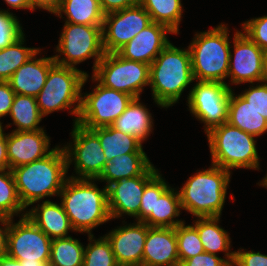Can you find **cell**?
<instances>
[{
	"label": "cell",
	"mask_w": 267,
	"mask_h": 266,
	"mask_svg": "<svg viewBox=\"0 0 267 266\" xmlns=\"http://www.w3.org/2000/svg\"><path fill=\"white\" fill-rule=\"evenodd\" d=\"M17 192L25 208L45 197L58 196L68 173L64 148L56 146L45 157L11 169Z\"/></svg>",
	"instance_id": "1"
},
{
	"label": "cell",
	"mask_w": 267,
	"mask_h": 266,
	"mask_svg": "<svg viewBox=\"0 0 267 266\" xmlns=\"http://www.w3.org/2000/svg\"><path fill=\"white\" fill-rule=\"evenodd\" d=\"M96 179L67 178L59 196L76 232L91 235L92 229L111 220L107 187L99 189Z\"/></svg>",
	"instance_id": "2"
},
{
	"label": "cell",
	"mask_w": 267,
	"mask_h": 266,
	"mask_svg": "<svg viewBox=\"0 0 267 266\" xmlns=\"http://www.w3.org/2000/svg\"><path fill=\"white\" fill-rule=\"evenodd\" d=\"M194 81L189 49L169 43L150 64L149 86L154 102L162 108L177 103Z\"/></svg>",
	"instance_id": "3"
},
{
	"label": "cell",
	"mask_w": 267,
	"mask_h": 266,
	"mask_svg": "<svg viewBox=\"0 0 267 266\" xmlns=\"http://www.w3.org/2000/svg\"><path fill=\"white\" fill-rule=\"evenodd\" d=\"M231 171L212 164L190 176L178 192L182 210L197 218L221 217Z\"/></svg>",
	"instance_id": "4"
},
{
	"label": "cell",
	"mask_w": 267,
	"mask_h": 266,
	"mask_svg": "<svg viewBox=\"0 0 267 266\" xmlns=\"http://www.w3.org/2000/svg\"><path fill=\"white\" fill-rule=\"evenodd\" d=\"M230 46L225 24L196 33L188 46L194 80L226 83Z\"/></svg>",
	"instance_id": "5"
},
{
	"label": "cell",
	"mask_w": 267,
	"mask_h": 266,
	"mask_svg": "<svg viewBox=\"0 0 267 266\" xmlns=\"http://www.w3.org/2000/svg\"><path fill=\"white\" fill-rule=\"evenodd\" d=\"M206 136L211 164L228 171L232 168H260L255 136L231 126L228 122L213 127Z\"/></svg>",
	"instance_id": "6"
},
{
	"label": "cell",
	"mask_w": 267,
	"mask_h": 266,
	"mask_svg": "<svg viewBox=\"0 0 267 266\" xmlns=\"http://www.w3.org/2000/svg\"><path fill=\"white\" fill-rule=\"evenodd\" d=\"M88 75L77 68L54 63L49 69L43 89L36 97L41 114L46 116L54 111L71 110L75 106L70 113L76 116L73 121L77 123L82 87L87 82Z\"/></svg>",
	"instance_id": "7"
},
{
	"label": "cell",
	"mask_w": 267,
	"mask_h": 266,
	"mask_svg": "<svg viewBox=\"0 0 267 266\" xmlns=\"http://www.w3.org/2000/svg\"><path fill=\"white\" fill-rule=\"evenodd\" d=\"M64 28L56 46L54 55L55 63L63 66L77 68L76 65L94 58L93 72L97 64L103 58L105 51L103 47L102 26H90L72 24L65 22ZM62 59L60 56H62Z\"/></svg>",
	"instance_id": "8"
},
{
	"label": "cell",
	"mask_w": 267,
	"mask_h": 266,
	"mask_svg": "<svg viewBox=\"0 0 267 266\" xmlns=\"http://www.w3.org/2000/svg\"><path fill=\"white\" fill-rule=\"evenodd\" d=\"M150 65L123 58L118 53H105L97 64L92 80L106 88L140 98L143 87L149 85Z\"/></svg>",
	"instance_id": "9"
},
{
	"label": "cell",
	"mask_w": 267,
	"mask_h": 266,
	"mask_svg": "<svg viewBox=\"0 0 267 266\" xmlns=\"http://www.w3.org/2000/svg\"><path fill=\"white\" fill-rule=\"evenodd\" d=\"M182 210L179 192L171 188L159 172L145 185L139 209V221L149 227L175 228L182 220H174Z\"/></svg>",
	"instance_id": "10"
},
{
	"label": "cell",
	"mask_w": 267,
	"mask_h": 266,
	"mask_svg": "<svg viewBox=\"0 0 267 266\" xmlns=\"http://www.w3.org/2000/svg\"><path fill=\"white\" fill-rule=\"evenodd\" d=\"M134 97L101 85L90 93H82L81 109L77 123L87 129L111 126L125 111Z\"/></svg>",
	"instance_id": "11"
},
{
	"label": "cell",
	"mask_w": 267,
	"mask_h": 266,
	"mask_svg": "<svg viewBox=\"0 0 267 266\" xmlns=\"http://www.w3.org/2000/svg\"><path fill=\"white\" fill-rule=\"evenodd\" d=\"M231 90L227 83L197 81L189 91L187 103L190 113L204 123L205 133L227 122Z\"/></svg>",
	"instance_id": "12"
},
{
	"label": "cell",
	"mask_w": 267,
	"mask_h": 266,
	"mask_svg": "<svg viewBox=\"0 0 267 266\" xmlns=\"http://www.w3.org/2000/svg\"><path fill=\"white\" fill-rule=\"evenodd\" d=\"M73 143L64 145L68 168L72 161L77 176L76 179H97L107 162L98 136L78 123H73L71 132Z\"/></svg>",
	"instance_id": "13"
},
{
	"label": "cell",
	"mask_w": 267,
	"mask_h": 266,
	"mask_svg": "<svg viewBox=\"0 0 267 266\" xmlns=\"http://www.w3.org/2000/svg\"><path fill=\"white\" fill-rule=\"evenodd\" d=\"M13 223L11 218L7 255L17 260L49 261L52 239L31 221L26 212L21 214L17 223Z\"/></svg>",
	"instance_id": "14"
},
{
	"label": "cell",
	"mask_w": 267,
	"mask_h": 266,
	"mask_svg": "<svg viewBox=\"0 0 267 266\" xmlns=\"http://www.w3.org/2000/svg\"><path fill=\"white\" fill-rule=\"evenodd\" d=\"M151 23L150 15L140 4L105 14L102 25L105 53H117Z\"/></svg>",
	"instance_id": "15"
},
{
	"label": "cell",
	"mask_w": 267,
	"mask_h": 266,
	"mask_svg": "<svg viewBox=\"0 0 267 266\" xmlns=\"http://www.w3.org/2000/svg\"><path fill=\"white\" fill-rule=\"evenodd\" d=\"M233 41L234 53L230 52L227 78H231L230 82L237 85L247 82L260 83L265 51L243 31L235 32Z\"/></svg>",
	"instance_id": "16"
},
{
	"label": "cell",
	"mask_w": 267,
	"mask_h": 266,
	"mask_svg": "<svg viewBox=\"0 0 267 266\" xmlns=\"http://www.w3.org/2000/svg\"><path fill=\"white\" fill-rule=\"evenodd\" d=\"M154 176H136L115 181L107 186L108 208L110 217L120 218L123 214L139 221L141 197L145 185Z\"/></svg>",
	"instance_id": "17"
},
{
	"label": "cell",
	"mask_w": 267,
	"mask_h": 266,
	"mask_svg": "<svg viewBox=\"0 0 267 266\" xmlns=\"http://www.w3.org/2000/svg\"><path fill=\"white\" fill-rule=\"evenodd\" d=\"M45 130L12 131L7 134L9 169L29 164L47 156L52 149Z\"/></svg>",
	"instance_id": "18"
},
{
	"label": "cell",
	"mask_w": 267,
	"mask_h": 266,
	"mask_svg": "<svg viewBox=\"0 0 267 266\" xmlns=\"http://www.w3.org/2000/svg\"><path fill=\"white\" fill-rule=\"evenodd\" d=\"M105 236L111 244L118 265L142 263L147 224L141 221L126 224Z\"/></svg>",
	"instance_id": "19"
},
{
	"label": "cell",
	"mask_w": 267,
	"mask_h": 266,
	"mask_svg": "<svg viewBox=\"0 0 267 266\" xmlns=\"http://www.w3.org/2000/svg\"><path fill=\"white\" fill-rule=\"evenodd\" d=\"M167 33L174 34L168 27L152 22L117 53L123 58L150 65L170 43Z\"/></svg>",
	"instance_id": "20"
},
{
	"label": "cell",
	"mask_w": 267,
	"mask_h": 266,
	"mask_svg": "<svg viewBox=\"0 0 267 266\" xmlns=\"http://www.w3.org/2000/svg\"><path fill=\"white\" fill-rule=\"evenodd\" d=\"M142 263L147 266H180L175 228L147 225Z\"/></svg>",
	"instance_id": "21"
},
{
	"label": "cell",
	"mask_w": 267,
	"mask_h": 266,
	"mask_svg": "<svg viewBox=\"0 0 267 266\" xmlns=\"http://www.w3.org/2000/svg\"><path fill=\"white\" fill-rule=\"evenodd\" d=\"M39 49L31 58L21 65L8 80L15 94L37 97L46 82L50 67L55 63L54 57L37 58ZM37 58V59H36Z\"/></svg>",
	"instance_id": "22"
},
{
	"label": "cell",
	"mask_w": 267,
	"mask_h": 266,
	"mask_svg": "<svg viewBox=\"0 0 267 266\" xmlns=\"http://www.w3.org/2000/svg\"><path fill=\"white\" fill-rule=\"evenodd\" d=\"M158 172L146 153L122 154L105 163L104 169L96 181L107 182V187L118 180L136 176H155Z\"/></svg>",
	"instance_id": "23"
},
{
	"label": "cell",
	"mask_w": 267,
	"mask_h": 266,
	"mask_svg": "<svg viewBox=\"0 0 267 266\" xmlns=\"http://www.w3.org/2000/svg\"><path fill=\"white\" fill-rule=\"evenodd\" d=\"M26 215L50 239L69 237L68 231L75 232L61 203L45 200L26 211Z\"/></svg>",
	"instance_id": "24"
},
{
	"label": "cell",
	"mask_w": 267,
	"mask_h": 266,
	"mask_svg": "<svg viewBox=\"0 0 267 266\" xmlns=\"http://www.w3.org/2000/svg\"><path fill=\"white\" fill-rule=\"evenodd\" d=\"M227 122L255 137L267 132V120L260 115L240 94L231 90Z\"/></svg>",
	"instance_id": "25"
},
{
	"label": "cell",
	"mask_w": 267,
	"mask_h": 266,
	"mask_svg": "<svg viewBox=\"0 0 267 266\" xmlns=\"http://www.w3.org/2000/svg\"><path fill=\"white\" fill-rule=\"evenodd\" d=\"M219 222L220 217L197 218L193 226L199 233L204 251L211 254L224 251L225 260L231 265L234 262L235 251H231V238L227 231L218 225Z\"/></svg>",
	"instance_id": "26"
},
{
	"label": "cell",
	"mask_w": 267,
	"mask_h": 266,
	"mask_svg": "<svg viewBox=\"0 0 267 266\" xmlns=\"http://www.w3.org/2000/svg\"><path fill=\"white\" fill-rule=\"evenodd\" d=\"M151 115L148 108L140 102V98H134L111 126L123 133L135 135L144 142L153 129Z\"/></svg>",
	"instance_id": "27"
},
{
	"label": "cell",
	"mask_w": 267,
	"mask_h": 266,
	"mask_svg": "<svg viewBox=\"0 0 267 266\" xmlns=\"http://www.w3.org/2000/svg\"><path fill=\"white\" fill-rule=\"evenodd\" d=\"M99 138L107 162L116 156L129 153H145L142 141L135 135L123 133L112 126L91 129Z\"/></svg>",
	"instance_id": "28"
},
{
	"label": "cell",
	"mask_w": 267,
	"mask_h": 266,
	"mask_svg": "<svg viewBox=\"0 0 267 266\" xmlns=\"http://www.w3.org/2000/svg\"><path fill=\"white\" fill-rule=\"evenodd\" d=\"M66 15L67 23L90 26H102L104 13L101 10L99 0H62L56 16Z\"/></svg>",
	"instance_id": "29"
},
{
	"label": "cell",
	"mask_w": 267,
	"mask_h": 266,
	"mask_svg": "<svg viewBox=\"0 0 267 266\" xmlns=\"http://www.w3.org/2000/svg\"><path fill=\"white\" fill-rule=\"evenodd\" d=\"M9 116L17 127L13 131H37L43 129L38 126L44 116L38 109L35 97L15 94Z\"/></svg>",
	"instance_id": "30"
},
{
	"label": "cell",
	"mask_w": 267,
	"mask_h": 266,
	"mask_svg": "<svg viewBox=\"0 0 267 266\" xmlns=\"http://www.w3.org/2000/svg\"><path fill=\"white\" fill-rule=\"evenodd\" d=\"M139 4L150 15L151 21L168 27L179 34L183 6L181 0H139Z\"/></svg>",
	"instance_id": "31"
},
{
	"label": "cell",
	"mask_w": 267,
	"mask_h": 266,
	"mask_svg": "<svg viewBox=\"0 0 267 266\" xmlns=\"http://www.w3.org/2000/svg\"><path fill=\"white\" fill-rule=\"evenodd\" d=\"M84 245L72 236L52 239L48 266H82Z\"/></svg>",
	"instance_id": "32"
},
{
	"label": "cell",
	"mask_w": 267,
	"mask_h": 266,
	"mask_svg": "<svg viewBox=\"0 0 267 266\" xmlns=\"http://www.w3.org/2000/svg\"><path fill=\"white\" fill-rule=\"evenodd\" d=\"M24 35L0 50V81H8L14 72L39 50L23 46L26 41Z\"/></svg>",
	"instance_id": "33"
},
{
	"label": "cell",
	"mask_w": 267,
	"mask_h": 266,
	"mask_svg": "<svg viewBox=\"0 0 267 266\" xmlns=\"http://www.w3.org/2000/svg\"><path fill=\"white\" fill-rule=\"evenodd\" d=\"M25 209L20 201L12 171L0 169V215L11 219Z\"/></svg>",
	"instance_id": "34"
},
{
	"label": "cell",
	"mask_w": 267,
	"mask_h": 266,
	"mask_svg": "<svg viewBox=\"0 0 267 266\" xmlns=\"http://www.w3.org/2000/svg\"><path fill=\"white\" fill-rule=\"evenodd\" d=\"M89 244L84 250L82 266H118L111 244L104 235L94 239V235H88Z\"/></svg>",
	"instance_id": "35"
},
{
	"label": "cell",
	"mask_w": 267,
	"mask_h": 266,
	"mask_svg": "<svg viewBox=\"0 0 267 266\" xmlns=\"http://www.w3.org/2000/svg\"><path fill=\"white\" fill-rule=\"evenodd\" d=\"M175 234L180 264L191 257L205 252L199 233L193 225L185 226V222H183L175 227Z\"/></svg>",
	"instance_id": "36"
},
{
	"label": "cell",
	"mask_w": 267,
	"mask_h": 266,
	"mask_svg": "<svg viewBox=\"0 0 267 266\" xmlns=\"http://www.w3.org/2000/svg\"><path fill=\"white\" fill-rule=\"evenodd\" d=\"M8 11L0 9V50L10 46L24 34L20 21Z\"/></svg>",
	"instance_id": "37"
},
{
	"label": "cell",
	"mask_w": 267,
	"mask_h": 266,
	"mask_svg": "<svg viewBox=\"0 0 267 266\" xmlns=\"http://www.w3.org/2000/svg\"><path fill=\"white\" fill-rule=\"evenodd\" d=\"M242 25L245 33L263 51H267V15L245 21Z\"/></svg>",
	"instance_id": "38"
},
{
	"label": "cell",
	"mask_w": 267,
	"mask_h": 266,
	"mask_svg": "<svg viewBox=\"0 0 267 266\" xmlns=\"http://www.w3.org/2000/svg\"><path fill=\"white\" fill-rule=\"evenodd\" d=\"M258 84L244 90L240 95L250 103V105L267 120V85Z\"/></svg>",
	"instance_id": "39"
},
{
	"label": "cell",
	"mask_w": 267,
	"mask_h": 266,
	"mask_svg": "<svg viewBox=\"0 0 267 266\" xmlns=\"http://www.w3.org/2000/svg\"><path fill=\"white\" fill-rule=\"evenodd\" d=\"M243 250L235 251L234 262L230 266H267V255Z\"/></svg>",
	"instance_id": "40"
},
{
	"label": "cell",
	"mask_w": 267,
	"mask_h": 266,
	"mask_svg": "<svg viewBox=\"0 0 267 266\" xmlns=\"http://www.w3.org/2000/svg\"><path fill=\"white\" fill-rule=\"evenodd\" d=\"M180 266H230V264L217 254L204 252L183 261Z\"/></svg>",
	"instance_id": "41"
},
{
	"label": "cell",
	"mask_w": 267,
	"mask_h": 266,
	"mask_svg": "<svg viewBox=\"0 0 267 266\" xmlns=\"http://www.w3.org/2000/svg\"><path fill=\"white\" fill-rule=\"evenodd\" d=\"M14 97L15 92L8 81H0V119L9 115Z\"/></svg>",
	"instance_id": "42"
},
{
	"label": "cell",
	"mask_w": 267,
	"mask_h": 266,
	"mask_svg": "<svg viewBox=\"0 0 267 266\" xmlns=\"http://www.w3.org/2000/svg\"><path fill=\"white\" fill-rule=\"evenodd\" d=\"M101 10L104 14L123 10L139 4V0H99Z\"/></svg>",
	"instance_id": "43"
},
{
	"label": "cell",
	"mask_w": 267,
	"mask_h": 266,
	"mask_svg": "<svg viewBox=\"0 0 267 266\" xmlns=\"http://www.w3.org/2000/svg\"><path fill=\"white\" fill-rule=\"evenodd\" d=\"M30 10L33 11L37 8L47 10L53 14L59 10L62 0H28Z\"/></svg>",
	"instance_id": "44"
},
{
	"label": "cell",
	"mask_w": 267,
	"mask_h": 266,
	"mask_svg": "<svg viewBox=\"0 0 267 266\" xmlns=\"http://www.w3.org/2000/svg\"><path fill=\"white\" fill-rule=\"evenodd\" d=\"M9 220L10 218L0 215V258L7 256V245H8V231H9Z\"/></svg>",
	"instance_id": "45"
},
{
	"label": "cell",
	"mask_w": 267,
	"mask_h": 266,
	"mask_svg": "<svg viewBox=\"0 0 267 266\" xmlns=\"http://www.w3.org/2000/svg\"><path fill=\"white\" fill-rule=\"evenodd\" d=\"M0 169H9L7 133H4L2 125H0Z\"/></svg>",
	"instance_id": "46"
},
{
	"label": "cell",
	"mask_w": 267,
	"mask_h": 266,
	"mask_svg": "<svg viewBox=\"0 0 267 266\" xmlns=\"http://www.w3.org/2000/svg\"><path fill=\"white\" fill-rule=\"evenodd\" d=\"M8 6L15 9H30L28 0H4Z\"/></svg>",
	"instance_id": "47"
},
{
	"label": "cell",
	"mask_w": 267,
	"mask_h": 266,
	"mask_svg": "<svg viewBox=\"0 0 267 266\" xmlns=\"http://www.w3.org/2000/svg\"><path fill=\"white\" fill-rule=\"evenodd\" d=\"M0 266H22V264L19 260L13 259L7 255L0 258Z\"/></svg>",
	"instance_id": "48"
},
{
	"label": "cell",
	"mask_w": 267,
	"mask_h": 266,
	"mask_svg": "<svg viewBox=\"0 0 267 266\" xmlns=\"http://www.w3.org/2000/svg\"><path fill=\"white\" fill-rule=\"evenodd\" d=\"M260 82H263V84L267 85V51L265 52L263 58L262 75L260 78Z\"/></svg>",
	"instance_id": "49"
},
{
	"label": "cell",
	"mask_w": 267,
	"mask_h": 266,
	"mask_svg": "<svg viewBox=\"0 0 267 266\" xmlns=\"http://www.w3.org/2000/svg\"><path fill=\"white\" fill-rule=\"evenodd\" d=\"M22 264V266H48L49 261H26L25 260H19Z\"/></svg>",
	"instance_id": "50"
},
{
	"label": "cell",
	"mask_w": 267,
	"mask_h": 266,
	"mask_svg": "<svg viewBox=\"0 0 267 266\" xmlns=\"http://www.w3.org/2000/svg\"><path fill=\"white\" fill-rule=\"evenodd\" d=\"M259 183H260L259 186L261 185V186H264V187L267 188V174H266V176L262 179V181H260Z\"/></svg>",
	"instance_id": "51"
},
{
	"label": "cell",
	"mask_w": 267,
	"mask_h": 266,
	"mask_svg": "<svg viewBox=\"0 0 267 266\" xmlns=\"http://www.w3.org/2000/svg\"><path fill=\"white\" fill-rule=\"evenodd\" d=\"M118 266H147V265H145L144 263H139V264H123Z\"/></svg>",
	"instance_id": "52"
}]
</instances>
